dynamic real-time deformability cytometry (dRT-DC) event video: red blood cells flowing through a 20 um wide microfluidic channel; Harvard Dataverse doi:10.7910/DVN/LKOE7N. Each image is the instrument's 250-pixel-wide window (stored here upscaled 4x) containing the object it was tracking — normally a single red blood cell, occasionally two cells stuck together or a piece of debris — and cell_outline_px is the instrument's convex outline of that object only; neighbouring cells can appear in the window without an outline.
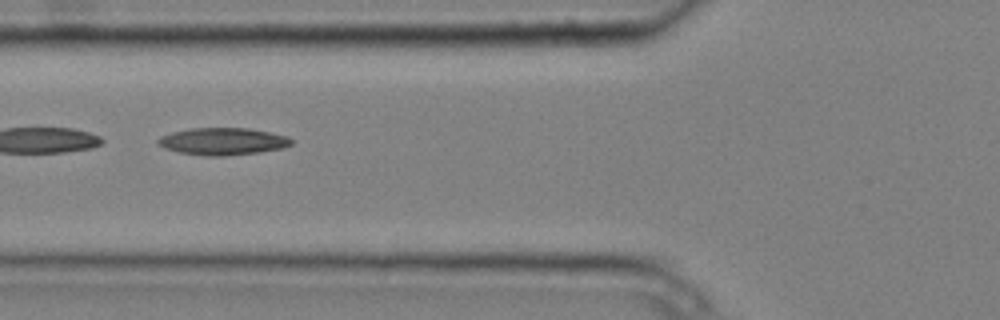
{"species": "common noctule bat (a hibernating species)", "species_latin": "Nyctalus noctula", "temperature_condition": "cold", "stored_images_in_passage": 6, "camera_frame_rate_fps": 3000, "um_per_image_px": 0.085, "animal": {"sex": "male", "body_mass_g": 20.4}, "frame": {"image": 1, "passage_image": 6, "time_ms": 1.667, "image_size_px": [1000, 320], "cell_outline_px": [[292, 144], [284, 148], [260, 152], [224, 156], [204, 156], [180, 152], [164, 148], [156, 140], [160, 136], [172, 132], [192, 128], [248, 128], [288, 136], [292, 140]], "centroid_in_image_um": [18.95, 12.02], "position_along_channel_um": 106.8, "area_um2": 21.1}}